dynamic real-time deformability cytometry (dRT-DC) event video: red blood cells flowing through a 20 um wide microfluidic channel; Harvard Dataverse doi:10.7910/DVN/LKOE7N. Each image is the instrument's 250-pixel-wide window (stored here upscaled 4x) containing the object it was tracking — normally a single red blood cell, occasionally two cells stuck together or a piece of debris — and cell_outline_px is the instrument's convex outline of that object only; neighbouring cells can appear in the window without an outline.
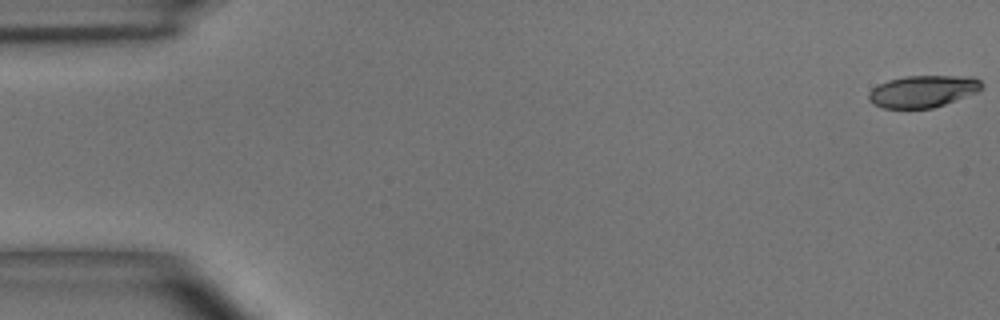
{"species": "common noctule bat (a hibernating species)", "species_latin": "Nyctalus noctula", "temperature_condition": "room temperature", "stored_images_in_passage": 5, "camera_frame_rate_fps": 3000, "um_per_image_px": 0.085, "animal": {"sex": "male", "body_mass_g": 15.6}, "frame": {"image": 1, "passage_image": 1, "time_ms": 0.0, "image_size_px": [1000, 320], "cell_outline_px": [[984, 88], [976, 92], [944, 104], [932, 108], [884, 108], [872, 104], [868, 100], [868, 92], [872, 88], [888, 80], [904, 76], [972, 76], [980, 80], [984, 84]], "centroid_in_image_um": [78.44, 7.75], "position_along_channel_um": 6.6, "area_um2": 21.1}}
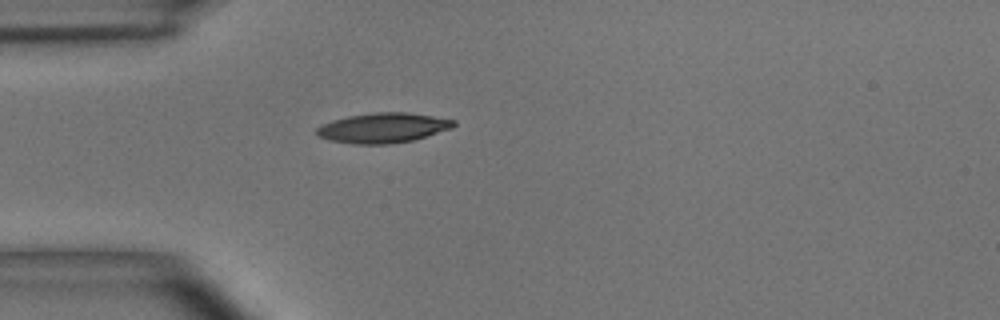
{"frame": {"image": 2, "passage_image": 5, "time_ms": 4.667, "image_size_px": [1000, 320], "cell_outline_px": [[456, 124], [452, 128], [412, 140], [388, 144], [356, 144], [328, 140], [316, 136], [316, 128], [332, 120], [348, 116], [376, 112], [408, 112], [456, 120]], "centroid_in_image_um": [32.54, 10.86], "position_along_channel_um": 52.5, "area_um2": 23.81}}